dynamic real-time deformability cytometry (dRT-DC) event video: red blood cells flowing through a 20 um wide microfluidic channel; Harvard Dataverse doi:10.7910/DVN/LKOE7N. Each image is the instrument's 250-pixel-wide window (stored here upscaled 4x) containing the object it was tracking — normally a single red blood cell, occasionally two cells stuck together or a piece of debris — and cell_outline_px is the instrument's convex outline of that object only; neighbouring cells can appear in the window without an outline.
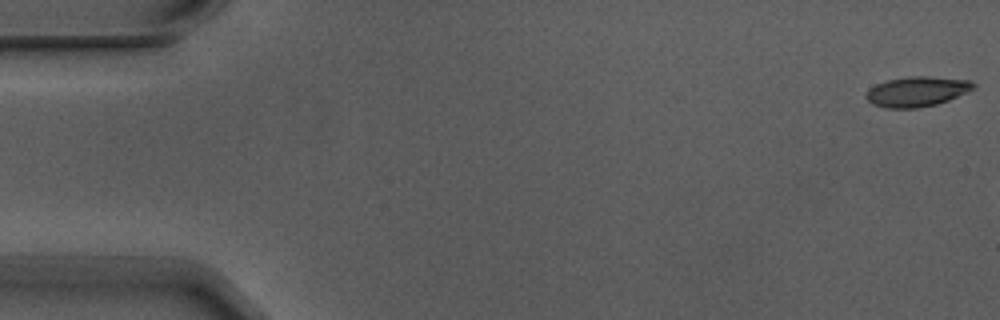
{"species": "Egyptian fruit bat (a non-hibernating species)", "species_latin": "Rousettus aegyptiacus", "temperature_condition": "warm", "stored_images_in_passage": 6, "camera_frame_rate_fps": 3000, "um_per_image_px": 0.085, "animal": {"sex": "male"}, "frame": {"image": 1, "passage_image": 1, "time_ms": 0.0, "image_size_px": [1000, 320], "cell_outline_px": [[976, 88], [948, 100], [936, 104], [916, 108], [888, 108], [872, 104], [864, 96], [876, 84], [888, 80], [912, 76], [928, 76], [972, 80], [976, 84]], "centroid_in_image_um": [77.98, 7.77], "position_along_channel_um": 7.0, "area_um2": 18.67}}
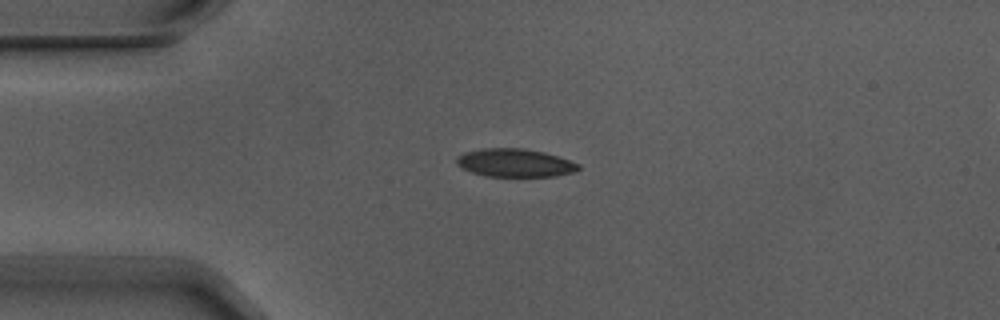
{"frame": {"image": 2, "passage_image": 5, "time_ms": 1.333, "image_size_px": [1000, 320], "cell_outline_px": [[580, 168], [572, 172], [556, 176], [488, 176], [472, 172], [456, 164], [456, 156], [464, 152], [484, 148], [524, 148], [544, 152], [580, 164]], "centroid_in_image_um": [43.75, 13.83], "position_along_channel_um": 41.3, "area_um2": 19.83}}